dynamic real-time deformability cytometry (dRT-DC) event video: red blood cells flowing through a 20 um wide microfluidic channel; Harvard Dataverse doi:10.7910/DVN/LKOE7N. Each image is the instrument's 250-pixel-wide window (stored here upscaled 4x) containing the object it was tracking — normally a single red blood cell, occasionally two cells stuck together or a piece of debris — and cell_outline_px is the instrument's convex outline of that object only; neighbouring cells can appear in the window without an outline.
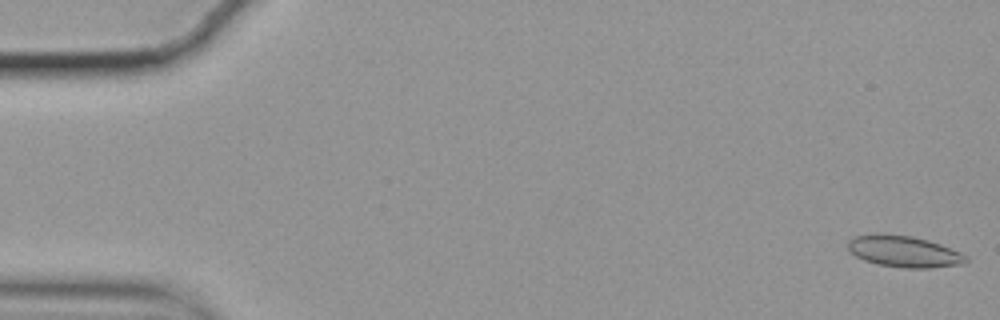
{"species": "common noctule bat (a hibernating species)", "species_latin": "Nyctalus noctula", "temperature_condition": "cold", "stored_images_in_passage": 56, "camera_frame_rate_fps": 3000, "um_per_image_px": 0.085, "animal": {"sex": "female", "body_mass_g": 19.9}, "frame": {"image": 1, "passage_image": 1, "time_ms": 0.0, "image_size_px": [1000, 320], "cell_outline_px": [[968, 260], [964, 264], [928, 268], [904, 268], [876, 264], [864, 260], [856, 256], [848, 248], [848, 240], [856, 236], [876, 232], [884, 232], [912, 236], [928, 240], [940, 244], [960, 252], [968, 256]], "centroid_in_image_um": [76.83, 21.36], "position_along_channel_um": 8.2, "area_um2": 21.91}}
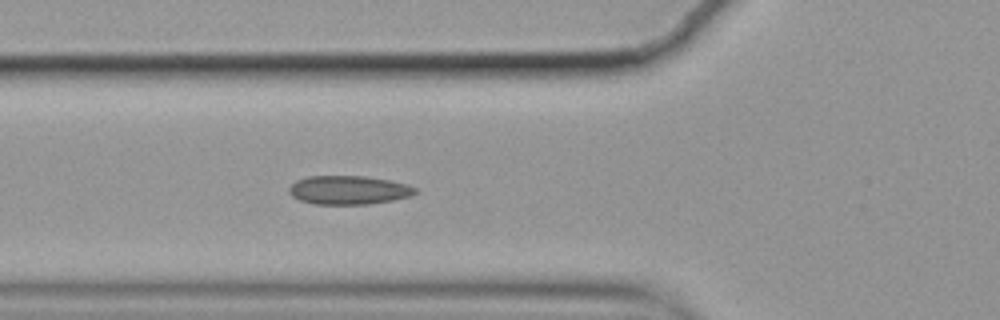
{"frame": {"image": 2, "passage_image": 20, "time_ms": 6.333, "image_size_px": [1000, 320], "cell_outline_px": [[416, 192], [412, 196], [392, 200], [368, 204], [312, 204], [300, 200], [292, 196], [288, 192], [288, 188], [296, 180], [308, 176], [364, 176], [388, 180], [408, 184], [416, 188]], "centroid_in_image_um": [29.62, 16.15], "position_along_channel_um": 96.2, "area_um2": 21.15}}
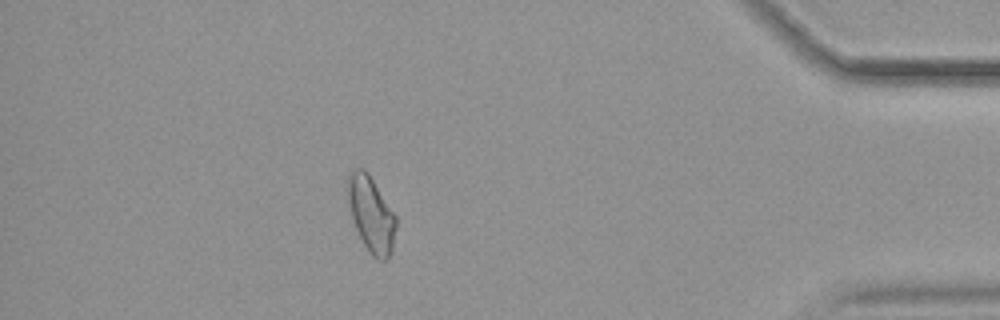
{"frame": {"image": 3, "passage_image": 50, "time_ms": 16.333, "image_size_px": [1000, 320], "cell_outline_px": [[396, 228], [392, 252], [388, 260], [376, 260], [372, 256], [364, 244], [356, 228], [352, 216], [344, 184], [348, 176], [356, 168], [364, 168], [368, 172], [396, 216]], "centroid_in_image_um": [31.54, 18.2], "position_along_channel_um": 403.7, "area_um2": 21.39}, "authors_computed_cell_mechanics": {"area_um2": 20.7502, "velocity_mm_per_s": 3.5165, "shape_relaxation_time_tau1_ms": null, "shape_relaxation_time_tau2_ms": 3.4109, "deformation_change_tau1": null, "deformation_change_tau2": 0.0945}}